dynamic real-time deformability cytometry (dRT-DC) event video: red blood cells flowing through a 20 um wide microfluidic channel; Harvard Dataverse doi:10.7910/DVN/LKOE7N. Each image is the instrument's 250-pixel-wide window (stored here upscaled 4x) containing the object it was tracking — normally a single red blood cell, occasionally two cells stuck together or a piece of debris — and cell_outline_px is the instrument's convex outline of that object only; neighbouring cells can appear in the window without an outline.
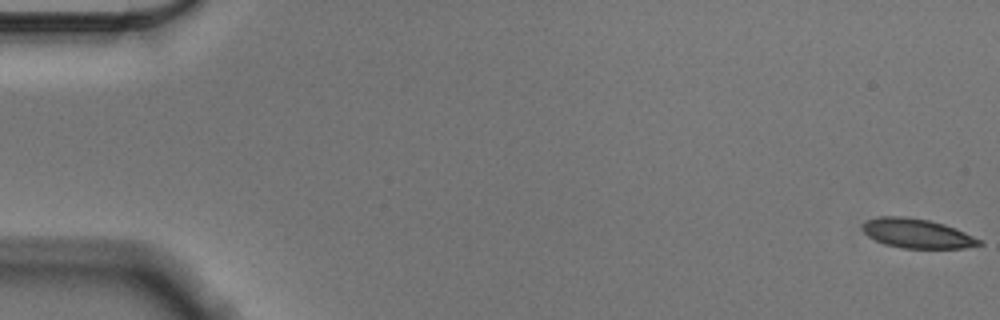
{"species": "Egyptian fruit bat (a non-hibernating species)", "species_latin": "Rousettus aegyptiacus", "temperature_condition": "cold", "stored_images_in_passage": 10, "camera_frame_rate_fps": 3000, "um_per_image_px": 0.085, "animal": {"sex": "male"}, "frame": {"image": 1, "passage_image": 1, "time_ms": 0.0, "image_size_px": [1000, 320], "cell_outline_px": [[984, 244], [964, 248], [904, 248], [884, 244], [868, 236], [860, 228], [860, 224], [868, 220], [880, 216], [904, 216], [928, 220], [944, 224], [964, 232], [980, 240]], "centroid_in_image_um": [77.9, 19.84], "position_along_channel_um": 7.1, "area_um2": 19.88}}